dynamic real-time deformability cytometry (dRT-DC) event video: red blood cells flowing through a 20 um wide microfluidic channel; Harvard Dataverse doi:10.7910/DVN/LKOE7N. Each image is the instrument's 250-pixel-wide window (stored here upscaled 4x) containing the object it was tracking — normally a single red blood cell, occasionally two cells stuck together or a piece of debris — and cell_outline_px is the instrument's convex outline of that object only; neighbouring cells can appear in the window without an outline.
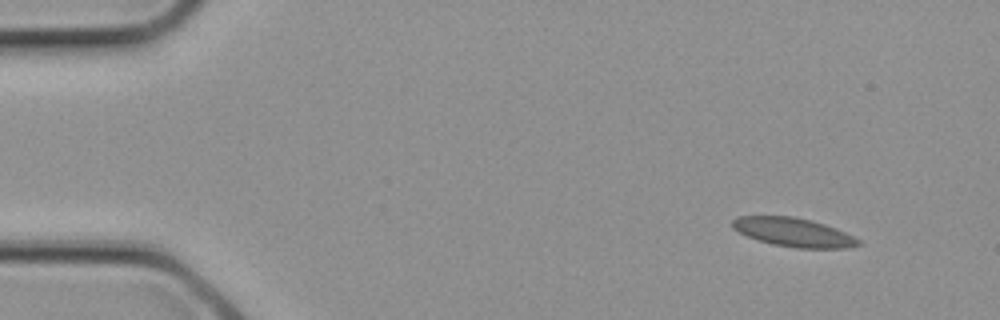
{"species": "common noctule bat (a hibernating species)", "species_latin": "Nyctalus noctula", "temperature_condition": "cold", "stored_images_in_passage": 2, "camera_frame_rate_fps": 3000, "um_per_image_px": 0.085, "animal": {"sex": "female", "body_mass_g": 21.9}, "frame": {"image": 1, "passage_image": 1, "time_ms": 0.0, "image_size_px": [1000, 320], "cell_outline_px": [[864, 244], [848, 248], [796, 248], [772, 244], [748, 236], [732, 228], [732, 220], [736, 216], [792, 216], [812, 220], [836, 228], [860, 240]], "centroid_in_image_um": [67.47, 19.74], "position_along_channel_um": 17.5, "area_um2": 21.1}}